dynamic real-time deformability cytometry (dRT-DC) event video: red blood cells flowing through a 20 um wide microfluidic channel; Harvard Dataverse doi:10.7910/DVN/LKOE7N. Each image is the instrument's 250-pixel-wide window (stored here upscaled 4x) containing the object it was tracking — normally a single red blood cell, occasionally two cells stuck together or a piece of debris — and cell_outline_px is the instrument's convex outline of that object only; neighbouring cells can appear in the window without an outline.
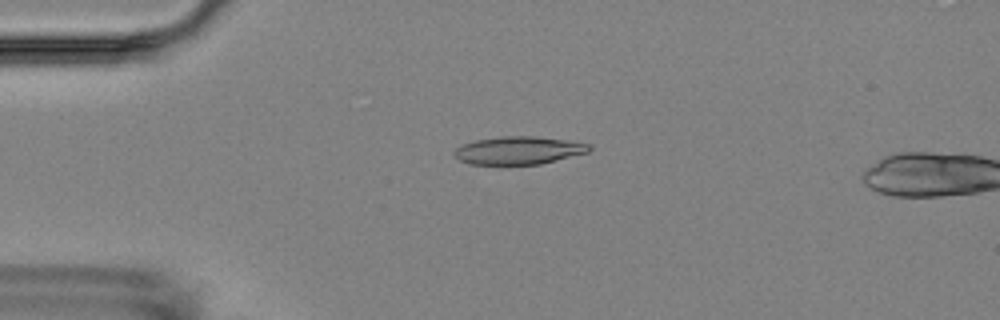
{"species": "Egyptian fruit bat (a non-hibernating species)", "species_latin": "Rousettus aegyptiacus", "temperature_condition": "room temperature", "stored_images_in_passage": 2, "camera_frame_rate_fps": 3000, "um_per_image_px": 0.085, "animal": {"sex": "female"}, "frame": {"image": 1, "passage_image": 1, "time_ms": 0.0, "image_size_px": [1000, 320], "cell_outline_px": [[592, 148], [588, 152], [540, 164], [508, 168], [468, 164], [460, 160], [452, 152], [456, 148], [464, 144], [476, 140], [500, 136], [536, 136], [564, 140], [588, 144]], "centroid_in_image_um": [44.0, 12.84], "position_along_channel_um": 41.0, "area_um2": 22.72}}